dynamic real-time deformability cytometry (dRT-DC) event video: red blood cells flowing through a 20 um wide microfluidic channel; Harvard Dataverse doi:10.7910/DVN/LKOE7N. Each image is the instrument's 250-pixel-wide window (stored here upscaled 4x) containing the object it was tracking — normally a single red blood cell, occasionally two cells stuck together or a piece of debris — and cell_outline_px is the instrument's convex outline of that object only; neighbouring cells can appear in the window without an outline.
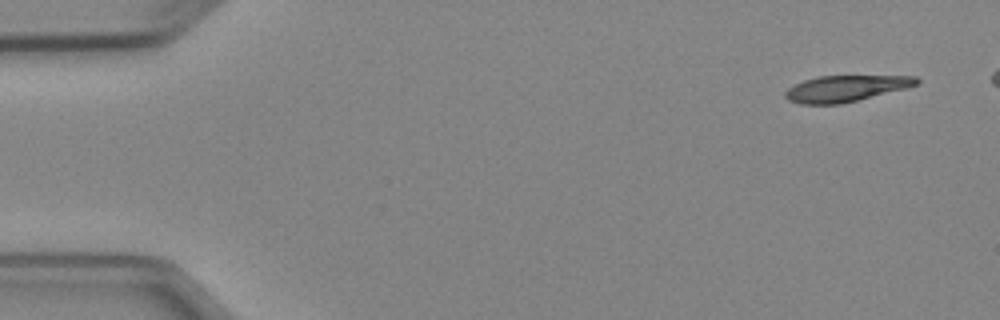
{"species": "Egyptian fruit bat (a non-hibernating species)", "species_latin": "Rousettus aegyptiacus", "temperature_condition": "cold", "stored_images_in_passage": 7, "camera_frame_rate_fps": 3000, "um_per_image_px": 0.085, "animal": {"sex": "female"}, "frame": {"image": 1, "passage_image": 1, "time_ms": 0.0, "image_size_px": [1000, 320], "cell_outline_px": [[920, 84], [908, 88], [840, 104], [800, 104], [788, 100], [784, 96], [784, 92], [788, 88], [804, 80], [820, 76], [916, 76], [920, 80]], "centroid_in_image_um": [71.91, 7.52], "position_along_channel_um": 13.1, "area_um2": 20.06}}